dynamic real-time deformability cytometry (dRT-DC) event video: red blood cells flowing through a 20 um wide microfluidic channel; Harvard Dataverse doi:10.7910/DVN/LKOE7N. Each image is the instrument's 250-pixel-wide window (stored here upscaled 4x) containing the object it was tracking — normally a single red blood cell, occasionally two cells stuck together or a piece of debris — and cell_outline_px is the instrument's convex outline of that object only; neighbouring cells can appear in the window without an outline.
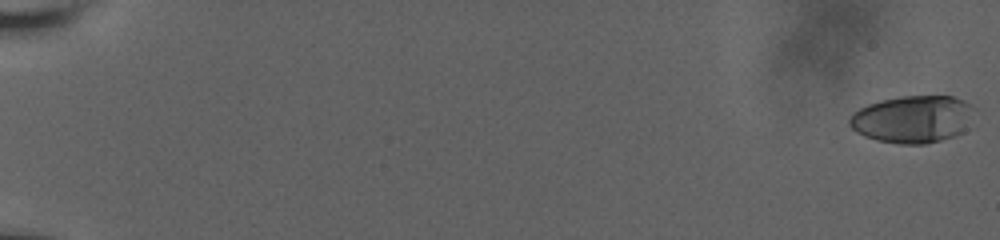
{"species": "human", "species_latin": "Homo sapiens", "temperature_condition": "room temperature", "stored_images_in_passage": 59, "camera_frame_rate_fps": 3000, "um_per_image_px": 0.085, "donor": {"sex": "male"}, "frame": {"image": 1, "passage_image": 1, "time_ms": 0.0, "image_size_px": [1000, 240], "cell_outline_px": [[976, 108], [964, 132], [956, 136], [924, 144], [900, 144], [876, 140], [864, 136], [856, 132], [848, 124], [848, 120], [852, 112], [868, 104], [880, 100], [900, 96], [952, 96], [964, 100]], "centroid_in_image_um": [77.58, 10.13], "position_along_channel_um": 7.4, "area_um2": 34.8}}
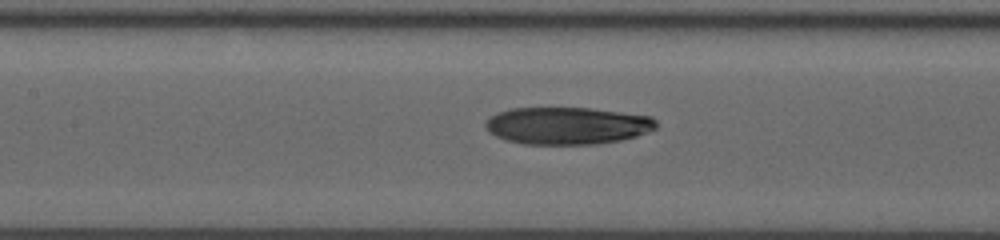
{"frame": {"image": 2, "passage_image": 31, "time_ms": 10.0, "image_size_px": [1000, 240], "cell_outline_px": [[656, 128], [648, 132], [636, 136], [620, 140], [596, 144], [524, 144], [504, 140], [488, 132], [484, 128], [484, 124], [488, 116], [496, 112], [512, 108], [592, 108], [652, 116], [656, 120]], "centroid_in_image_um": [48.17, 10.68], "position_along_channel_um": 159.2, "area_um2": 37.45}}
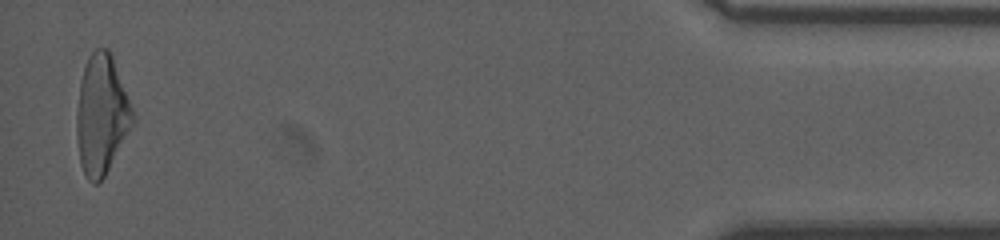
{"frame": {"image": 3, "passage_image": 58, "time_ms": 19.0, "image_size_px": [1000, 240], "cell_outline_px": [[136, 120], [104, 176], [96, 184], [92, 184], [88, 180], [80, 164], [76, 132], [76, 112], [80, 80], [88, 56], [96, 48], [108, 48], [112, 56], [132, 108]], "centroid_in_image_um": [8.62, 9.75], "position_along_channel_um": 426.6, "area_um2": 38.9}, "authors_computed_cell_mechanics": {"area_um2": 37.3966, "velocity_mm_per_s": 3.8176, "shape_relaxation_time_tau1_ms": 8.3045, "shape_relaxation_time_tau2_ms": 4.2879, "deformation_change_tau1": 0.2433, "deformation_change_tau2": 0.1144}}